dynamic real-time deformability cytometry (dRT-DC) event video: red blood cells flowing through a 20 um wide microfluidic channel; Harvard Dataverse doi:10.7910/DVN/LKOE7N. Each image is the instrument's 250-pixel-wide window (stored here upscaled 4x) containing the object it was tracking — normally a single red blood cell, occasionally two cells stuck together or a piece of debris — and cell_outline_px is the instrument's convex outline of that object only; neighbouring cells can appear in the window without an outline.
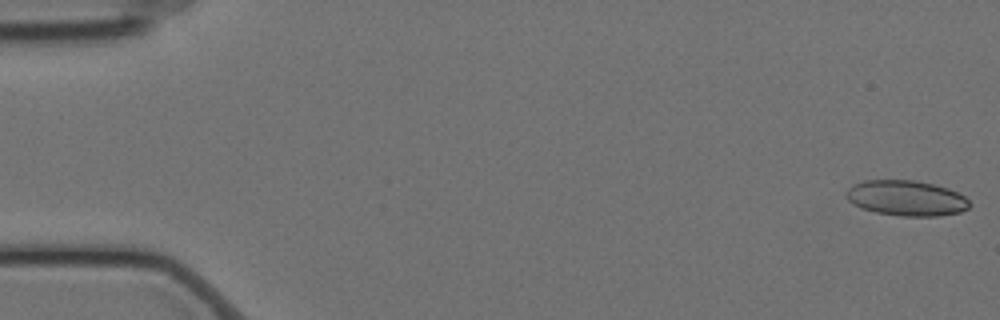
{"species": "Egyptian fruit bat (a non-hibernating species)", "species_latin": "Rousettus aegyptiacus", "temperature_condition": "cold", "stored_images_in_passage": 58, "camera_frame_rate_fps": 3000, "um_per_image_px": 0.085, "animal": {"sex": "female"}, "frame": {"image": 1, "passage_image": 1, "time_ms": 0.0, "image_size_px": [1000, 320], "cell_outline_px": [[972, 204], [968, 208], [960, 212], [940, 216], [904, 216], [876, 212], [860, 208], [852, 204], [844, 196], [844, 192], [848, 188], [864, 180], [916, 180], [948, 188], [964, 196]], "centroid_in_image_um": [77.02, 16.84], "position_along_channel_um": 8.0, "area_um2": 25.55}}
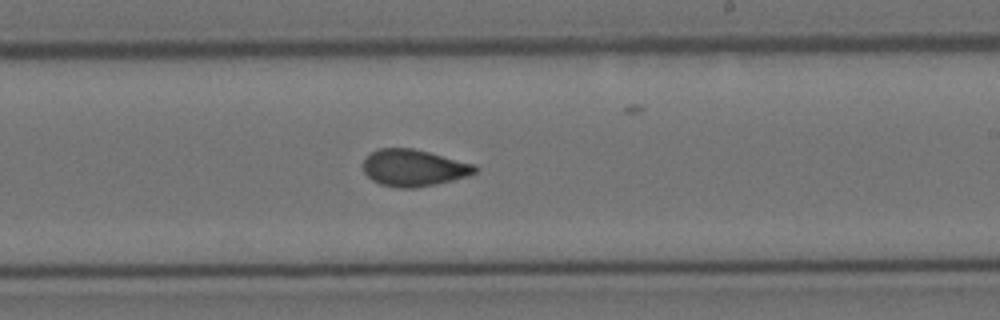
{"frame": {"image": 2, "passage_image": 34, "time_ms": 11.0, "image_size_px": [1000, 320], "cell_outline_px": [[480, 168], [476, 172], [468, 176], [436, 184], [416, 188], [400, 188], [380, 184], [372, 180], [364, 172], [364, 160], [372, 152], [380, 148], [412, 148], [476, 164]], "centroid_in_image_um": [35.2, 14.27], "position_along_channel_um": 253.8, "area_um2": 23.93}}
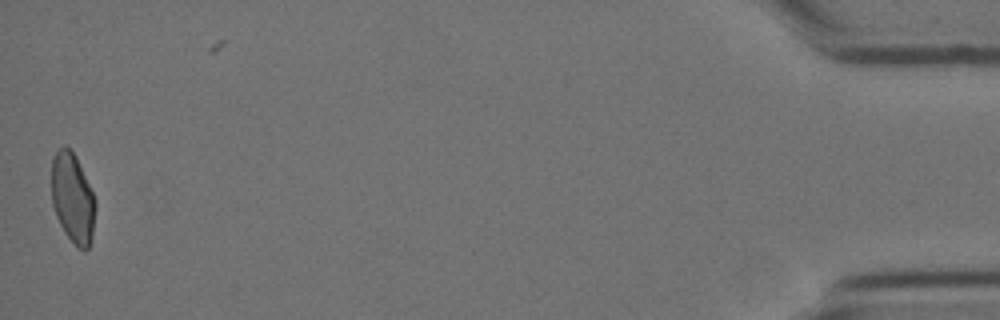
{"frame": {"image": 3, "passage_image": 57, "time_ms": 18.667, "image_size_px": [1000, 320], "cell_outline_px": [[96, 208], [92, 236], [88, 248], [84, 252], [76, 248], [64, 232], [56, 216], [52, 204], [52, 160], [56, 152], [64, 144], [72, 152], [96, 200]], "centroid_in_image_um": [6.17, 16.93], "position_along_channel_um": 429.0, "area_um2": 22.77}, "authors_computed_cell_mechanics": {"area_um2": 24.276, "velocity_mm_per_s": 3.4995, "shape_relaxation_time_tau1_ms": null, "shape_relaxation_time_tau2_ms": 1.2393, "deformation_change_tau1": null, "deformation_change_tau2": 0.0637}}